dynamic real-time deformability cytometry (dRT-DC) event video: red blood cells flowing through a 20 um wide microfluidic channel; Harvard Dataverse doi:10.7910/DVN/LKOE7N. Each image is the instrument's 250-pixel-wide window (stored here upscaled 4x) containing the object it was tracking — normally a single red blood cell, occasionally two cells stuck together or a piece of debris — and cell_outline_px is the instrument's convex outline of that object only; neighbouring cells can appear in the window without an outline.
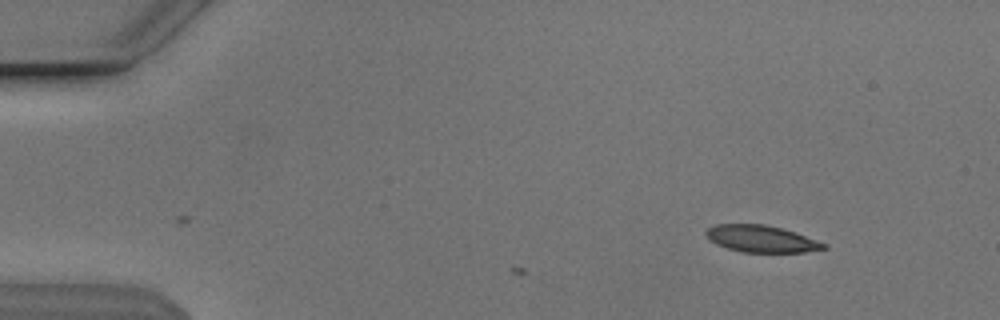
{"species": "Egyptian fruit bat (a non-hibernating species)", "species_latin": "Rousettus aegyptiacus", "temperature_condition": "cold", "stored_images_in_passage": 2, "camera_frame_rate_fps": 3000, "um_per_image_px": 0.085, "animal": {"sex": "male"}, "frame": {"image": 1, "passage_image": 2, "time_ms": 0.333, "image_size_px": [1000, 320], "cell_outline_px": [[828, 248], [804, 252], [740, 252], [716, 244], [708, 240], [704, 236], [704, 232], [708, 228], [716, 224], [764, 224], [796, 232], [828, 244]], "centroid_in_image_um": [64.69, 20.3], "position_along_channel_um": 20.3, "area_um2": 18.61}}